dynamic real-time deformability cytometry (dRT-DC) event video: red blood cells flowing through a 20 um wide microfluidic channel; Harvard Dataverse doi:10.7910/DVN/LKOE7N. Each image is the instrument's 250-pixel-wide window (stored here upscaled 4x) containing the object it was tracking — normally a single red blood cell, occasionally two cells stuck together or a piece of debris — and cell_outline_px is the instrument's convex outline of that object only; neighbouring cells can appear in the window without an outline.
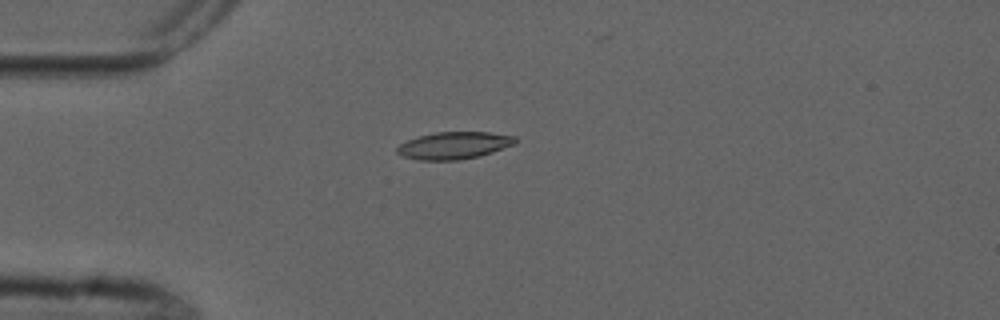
{"species": "common noctule bat (a hibernating species)", "species_latin": "Nyctalus noctula", "temperature_condition": "cold", "stored_images_in_passage": 8, "camera_frame_rate_fps": 3000, "um_per_image_px": 0.085, "animal": {"sex": "male", "forearm_length_mm": 52.5}, "frame": {"image": 1, "passage_image": 4, "time_ms": 3.667, "image_size_px": [1000, 320], "cell_outline_px": [[516, 144], [480, 156], [460, 160], [420, 160], [404, 156], [396, 152], [396, 148], [400, 144], [408, 140], [420, 136], [436, 132], [488, 132], [516, 136]], "centroid_in_image_um": [38.62, 12.36], "position_along_channel_um": 46.4, "area_um2": 18.67}}
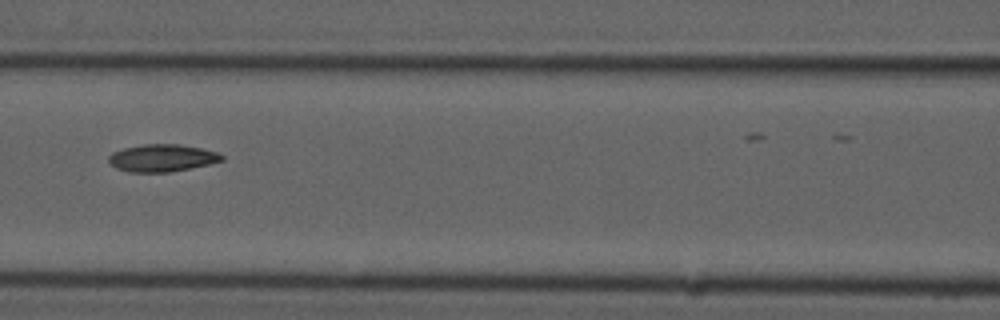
{"frame": {"image": 2, "passage_image": 7, "time_ms": 7.0, "image_size_px": [1000, 320], "cell_outline_px": [[224, 160], [208, 164], [168, 172], [128, 172], [116, 168], [108, 160], [108, 156], [112, 152], [124, 148], [144, 144], [176, 144], [200, 148], [216, 152], [224, 156]], "centroid_in_image_um": [13.74, 13.42], "position_along_channel_um": 152.9, "area_um2": 17.8}}
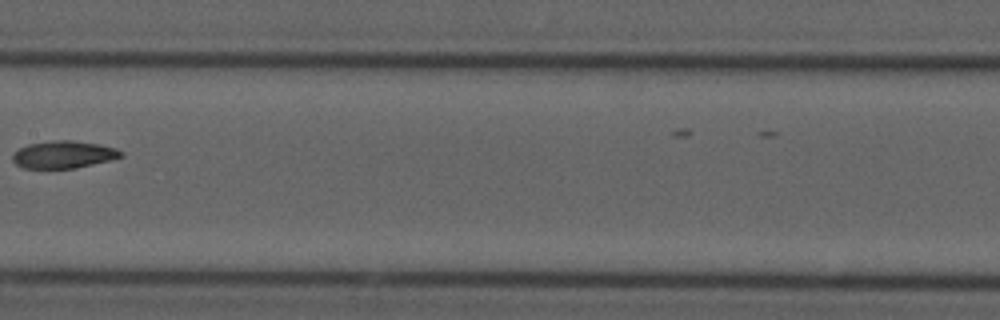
{"frame": {"image": 3, "passage_image": 8, "time_ms": 8.333, "image_size_px": [1000, 320], "cell_outline_px": [[124, 156], [92, 164], [72, 168], [24, 168], [16, 164], [12, 160], [12, 156], [20, 148], [28, 144], [56, 140], [72, 140], [100, 144], [116, 148], [124, 152]], "centroid_in_image_um": [5.42, 13.13], "position_along_channel_um": 202.0, "area_um2": 17.11}}